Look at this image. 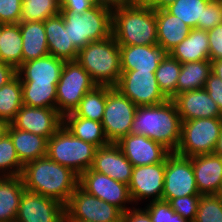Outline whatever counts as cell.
<instances>
[{"instance_id":"d6986e66","label":"cell","mask_w":222,"mask_h":222,"mask_svg":"<svg viewBox=\"0 0 222 222\" xmlns=\"http://www.w3.org/2000/svg\"><path fill=\"white\" fill-rule=\"evenodd\" d=\"M181 121L199 118H222V113L205 88L177 94L172 99Z\"/></svg>"},{"instance_id":"277c9868","label":"cell","mask_w":222,"mask_h":222,"mask_svg":"<svg viewBox=\"0 0 222 222\" xmlns=\"http://www.w3.org/2000/svg\"><path fill=\"white\" fill-rule=\"evenodd\" d=\"M77 62L96 85L116 86L121 77L120 46L110 37L94 41L79 50Z\"/></svg>"},{"instance_id":"d590c367","label":"cell","mask_w":222,"mask_h":222,"mask_svg":"<svg viewBox=\"0 0 222 222\" xmlns=\"http://www.w3.org/2000/svg\"><path fill=\"white\" fill-rule=\"evenodd\" d=\"M212 0H175L165 9L180 18L191 29L198 28V21H202L203 10Z\"/></svg>"},{"instance_id":"8fae6325","label":"cell","mask_w":222,"mask_h":222,"mask_svg":"<svg viewBox=\"0 0 222 222\" xmlns=\"http://www.w3.org/2000/svg\"><path fill=\"white\" fill-rule=\"evenodd\" d=\"M115 87L138 107L158 105L168 100L159 88L155 71H122Z\"/></svg>"},{"instance_id":"d6a6232c","label":"cell","mask_w":222,"mask_h":222,"mask_svg":"<svg viewBox=\"0 0 222 222\" xmlns=\"http://www.w3.org/2000/svg\"><path fill=\"white\" fill-rule=\"evenodd\" d=\"M106 105V85L88 91L72 112L75 116L101 122Z\"/></svg>"},{"instance_id":"60d3db41","label":"cell","mask_w":222,"mask_h":222,"mask_svg":"<svg viewBox=\"0 0 222 222\" xmlns=\"http://www.w3.org/2000/svg\"><path fill=\"white\" fill-rule=\"evenodd\" d=\"M201 195L178 197L169 201L171 208L188 222H194Z\"/></svg>"},{"instance_id":"f35d334b","label":"cell","mask_w":222,"mask_h":222,"mask_svg":"<svg viewBox=\"0 0 222 222\" xmlns=\"http://www.w3.org/2000/svg\"><path fill=\"white\" fill-rule=\"evenodd\" d=\"M194 222H222V198L218 195H201Z\"/></svg>"},{"instance_id":"2e32d148","label":"cell","mask_w":222,"mask_h":222,"mask_svg":"<svg viewBox=\"0 0 222 222\" xmlns=\"http://www.w3.org/2000/svg\"><path fill=\"white\" fill-rule=\"evenodd\" d=\"M10 124L48 140L63 125V116L57 109L23 105Z\"/></svg>"},{"instance_id":"8992f818","label":"cell","mask_w":222,"mask_h":222,"mask_svg":"<svg viewBox=\"0 0 222 222\" xmlns=\"http://www.w3.org/2000/svg\"><path fill=\"white\" fill-rule=\"evenodd\" d=\"M97 147L75 137L64 125L47 141L46 156L79 176L91 168Z\"/></svg>"},{"instance_id":"7c38bea8","label":"cell","mask_w":222,"mask_h":222,"mask_svg":"<svg viewBox=\"0 0 222 222\" xmlns=\"http://www.w3.org/2000/svg\"><path fill=\"white\" fill-rule=\"evenodd\" d=\"M189 195H200L197 189L194 170L190 157L171 152L166 158V168L162 200Z\"/></svg>"},{"instance_id":"681fc988","label":"cell","mask_w":222,"mask_h":222,"mask_svg":"<svg viewBox=\"0 0 222 222\" xmlns=\"http://www.w3.org/2000/svg\"><path fill=\"white\" fill-rule=\"evenodd\" d=\"M133 3L143 6H150L154 9H163L175 0H131Z\"/></svg>"},{"instance_id":"5b68a950","label":"cell","mask_w":222,"mask_h":222,"mask_svg":"<svg viewBox=\"0 0 222 222\" xmlns=\"http://www.w3.org/2000/svg\"><path fill=\"white\" fill-rule=\"evenodd\" d=\"M65 30H68L70 42L78 49L94 41L106 39L112 35V11L97 6L79 14L74 11H60Z\"/></svg>"},{"instance_id":"f907efd6","label":"cell","mask_w":222,"mask_h":222,"mask_svg":"<svg viewBox=\"0 0 222 222\" xmlns=\"http://www.w3.org/2000/svg\"><path fill=\"white\" fill-rule=\"evenodd\" d=\"M130 1L131 0H93L95 5L105 7L111 11L119 9Z\"/></svg>"},{"instance_id":"f5cc1de1","label":"cell","mask_w":222,"mask_h":222,"mask_svg":"<svg viewBox=\"0 0 222 222\" xmlns=\"http://www.w3.org/2000/svg\"><path fill=\"white\" fill-rule=\"evenodd\" d=\"M213 153L222 156V129Z\"/></svg>"},{"instance_id":"603a6c76","label":"cell","mask_w":222,"mask_h":222,"mask_svg":"<svg viewBox=\"0 0 222 222\" xmlns=\"http://www.w3.org/2000/svg\"><path fill=\"white\" fill-rule=\"evenodd\" d=\"M49 55L64 61H76L79 50L70 42L62 15L48 17L44 22Z\"/></svg>"},{"instance_id":"b9f144b4","label":"cell","mask_w":222,"mask_h":222,"mask_svg":"<svg viewBox=\"0 0 222 222\" xmlns=\"http://www.w3.org/2000/svg\"><path fill=\"white\" fill-rule=\"evenodd\" d=\"M222 23V6L219 0H212L203 10L202 21H198V29L209 31Z\"/></svg>"},{"instance_id":"7402d4cb","label":"cell","mask_w":222,"mask_h":222,"mask_svg":"<svg viewBox=\"0 0 222 222\" xmlns=\"http://www.w3.org/2000/svg\"><path fill=\"white\" fill-rule=\"evenodd\" d=\"M166 54L158 44L120 46L121 71H156Z\"/></svg>"},{"instance_id":"ee69618b","label":"cell","mask_w":222,"mask_h":222,"mask_svg":"<svg viewBox=\"0 0 222 222\" xmlns=\"http://www.w3.org/2000/svg\"><path fill=\"white\" fill-rule=\"evenodd\" d=\"M207 32L209 37V60L222 59V23Z\"/></svg>"},{"instance_id":"d4e9b609","label":"cell","mask_w":222,"mask_h":222,"mask_svg":"<svg viewBox=\"0 0 222 222\" xmlns=\"http://www.w3.org/2000/svg\"><path fill=\"white\" fill-rule=\"evenodd\" d=\"M22 63L49 55L46 31L43 22L21 21Z\"/></svg>"},{"instance_id":"e0dca14e","label":"cell","mask_w":222,"mask_h":222,"mask_svg":"<svg viewBox=\"0 0 222 222\" xmlns=\"http://www.w3.org/2000/svg\"><path fill=\"white\" fill-rule=\"evenodd\" d=\"M133 167L164 162L171 153L163 145L138 134H128L116 143Z\"/></svg>"},{"instance_id":"f6af8a7d","label":"cell","mask_w":222,"mask_h":222,"mask_svg":"<svg viewBox=\"0 0 222 222\" xmlns=\"http://www.w3.org/2000/svg\"><path fill=\"white\" fill-rule=\"evenodd\" d=\"M204 88L222 113V80L211 72Z\"/></svg>"},{"instance_id":"816d5d0a","label":"cell","mask_w":222,"mask_h":222,"mask_svg":"<svg viewBox=\"0 0 222 222\" xmlns=\"http://www.w3.org/2000/svg\"><path fill=\"white\" fill-rule=\"evenodd\" d=\"M211 72L222 80V59L211 61Z\"/></svg>"},{"instance_id":"6da1fadb","label":"cell","mask_w":222,"mask_h":222,"mask_svg":"<svg viewBox=\"0 0 222 222\" xmlns=\"http://www.w3.org/2000/svg\"><path fill=\"white\" fill-rule=\"evenodd\" d=\"M21 178L26 191L58 200L66 205L79 186V175L47 156L23 166Z\"/></svg>"},{"instance_id":"30bf717a","label":"cell","mask_w":222,"mask_h":222,"mask_svg":"<svg viewBox=\"0 0 222 222\" xmlns=\"http://www.w3.org/2000/svg\"><path fill=\"white\" fill-rule=\"evenodd\" d=\"M122 211L80 186L70 196L65 205V221L122 222Z\"/></svg>"},{"instance_id":"1f68e13d","label":"cell","mask_w":222,"mask_h":222,"mask_svg":"<svg viewBox=\"0 0 222 222\" xmlns=\"http://www.w3.org/2000/svg\"><path fill=\"white\" fill-rule=\"evenodd\" d=\"M22 106V85L16 75L0 88V121L10 124Z\"/></svg>"},{"instance_id":"9c48e42d","label":"cell","mask_w":222,"mask_h":222,"mask_svg":"<svg viewBox=\"0 0 222 222\" xmlns=\"http://www.w3.org/2000/svg\"><path fill=\"white\" fill-rule=\"evenodd\" d=\"M136 106L115 86H106V105L102 125L110 143H117L131 133Z\"/></svg>"},{"instance_id":"4316f807","label":"cell","mask_w":222,"mask_h":222,"mask_svg":"<svg viewBox=\"0 0 222 222\" xmlns=\"http://www.w3.org/2000/svg\"><path fill=\"white\" fill-rule=\"evenodd\" d=\"M7 133L13 141L20 162L25 165L47 154V139L40 135L14 128L9 124Z\"/></svg>"},{"instance_id":"74e56055","label":"cell","mask_w":222,"mask_h":222,"mask_svg":"<svg viewBox=\"0 0 222 222\" xmlns=\"http://www.w3.org/2000/svg\"><path fill=\"white\" fill-rule=\"evenodd\" d=\"M23 166L18 158L12 139L6 133L0 140V177L21 176Z\"/></svg>"},{"instance_id":"7a4b0ae2","label":"cell","mask_w":222,"mask_h":222,"mask_svg":"<svg viewBox=\"0 0 222 222\" xmlns=\"http://www.w3.org/2000/svg\"><path fill=\"white\" fill-rule=\"evenodd\" d=\"M181 117L172 99L136 109L131 133L144 135L175 152L181 138Z\"/></svg>"},{"instance_id":"9f6ffc18","label":"cell","mask_w":222,"mask_h":222,"mask_svg":"<svg viewBox=\"0 0 222 222\" xmlns=\"http://www.w3.org/2000/svg\"><path fill=\"white\" fill-rule=\"evenodd\" d=\"M65 222H87V221H65Z\"/></svg>"},{"instance_id":"836d02e7","label":"cell","mask_w":222,"mask_h":222,"mask_svg":"<svg viewBox=\"0 0 222 222\" xmlns=\"http://www.w3.org/2000/svg\"><path fill=\"white\" fill-rule=\"evenodd\" d=\"M23 105L56 109V85L21 82Z\"/></svg>"},{"instance_id":"8d00e7d4","label":"cell","mask_w":222,"mask_h":222,"mask_svg":"<svg viewBox=\"0 0 222 222\" xmlns=\"http://www.w3.org/2000/svg\"><path fill=\"white\" fill-rule=\"evenodd\" d=\"M60 13L59 0H22L21 21L44 22Z\"/></svg>"},{"instance_id":"7dc6e473","label":"cell","mask_w":222,"mask_h":222,"mask_svg":"<svg viewBox=\"0 0 222 222\" xmlns=\"http://www.w3.org/2000/svg\"><path fill=\"white\" fill-rule=\"evenodd\" d=\"M122 222H152L149 213L143 208L132 207L122 213Z\"/></svg>"},{"instance_id":"11a10c76","label":"cell","mask_w":222,"mask_h":222,"mask_svg":"<svg viewBox=\"0 0 222 222\" xmlns=\"http://www.w3.org/2000/svg\"><path fill=\"white\" fill-rule=\"evenodd\" d=\"M217 195L222 198V184H221L220 190H219V192L217 193Z\"/></svg>"},{"instance_id":"cb8c5ba5","label":"cell","mask_w":222,"mask_h":222,"mask_svg":"<svg viewBox=\"0 0 222 222\" xmlns=\"http://www.w3.org/2000/svg\"><path fill=\"white\" fill-rule=\"evenodd\" d=\"M157 40L167 53L180 44L191 28L180 18L170 14L165 8L156 9Z\"/></svg>"},{"instance_id":"5bb4252c","label":"cell","mask_w":222,"mask_h":222,"mask_svg":"<svg viewBox=\"0 0 222 222\" xmlns=\"http://www.w3.org/2000/svg\"><path fill=\"white\" fill-rule=\"evenodd\" d=\"M16 222H65V205L25 190L20 199Z\"/></svg>"},{"instance_id":"f546056e","label":"cell","mask_w":222,"mask_h":222,"mask_svg":"<svg viewBox=\"0 0 222 222\" xmlns=\"http://www.w3.org/2000/svg\"><path fill=\"white\" fill-rule=\"evenodd\" d=\"M211 74V61L201 60L181 64V71L176 84V95L202 89Z\"/></svg>"},{"instance_id":"f1b7e54d","label":"cell","mask_w":222,"mask_h":222,"mask_svg":"<svg viewBox=\"0 0 222 222\" xmlns=\"http://www.w3.org/2000/svg\"><path fill=\"white\" fill-rule=\"evenodd\" d=\"M63 125L77 138L92 143L97 148L108 145L101 122L75 116L72 112L63 116Z\"/></svg>"},{"instance_id":"484cf974","label":"cell","mask_w":222,"mask_h":222,"mask_svg":"<svg viewBox=\"0 0 222 222\" xmlns=\"http://www.w3.org/2000/svg\"><path fill=\"white\" fill-rule=\"evenodd\" d=\"M209 37L203 29L194 28L189 35L168 54L181 64L209 60Z\"/></svg>"},{"instance_id":"db71d44e","label":"cell","mask_w":222,"mask_h":222,"mask_svg":"<svg viewBox=\"0 0 222 222\" xmlns=\"http://www.w3.org/2000/svg\"><path fill=\"white\" fill-rule=\"evenodd\" d=\"M9 124L5 123L3 121H0V140L3 138V136L7 133Z\"/></svg>"},{"instance_id":"ab89813d","label":"cell","mask_w":222,"mask_h":222,"mask_svg":"<svg viewBox=\"0 0 222 222\" xmlns=\"http://www.w3.org/2000/svg\"><path fill=\"white\" fill-rule=\"evenodd\" d=\"M145 210L149 213L152 222H188L171 208L164 200L150 201Z\"/></svg>"},{"instance_id":"e575fe53","label":"cell","mask_w":222,"mask_h":222,"mask_svg":"<svg viewBox=\"0 0 222 222\" xmlns=\"http://www.w3.org/2000/svg\"><path fill=\"white\" fill-rule=\"evenodd\" d=\"M181 71V63L168 53L161 60L155 71L160 90L168 99L176 96V84Z\"/></svg>"},{"instance_id":"ac0fdd59","label":"cell","mask_w":222,"mask_h":222,"mask_svg":"<svg viewBox=\"0 0 222 222\" xmlns=\"http://www.w3.org/2000/svg\"><path fill=\"white\" fill-rule=\"evenodd\" d=\"M91 169L128 185L133 165L116 143H109L96 149Z\"/></svg>"},{"instance_id":"3957f363","label":"cell","mask_w":222,"mask_h":222,"mask_svg":"<svg viewBox=\"0 0 222 222\" xmlns=\"http://www.w3.org/2000/svg\"><path fill=\"white\" fill-rule=\"evenodd\" d=\"M112 35L119 46L156 45V9L132 1L112 11Z\"/></svg>"},{"instance_id":"4dcf8cb0","label":"cell","mask_w":222,"mask_h":222,"mask_svg":"<svg viewBox=\"0 0 222 222\" xmlns=\"http://www.w3.org/2000/svg\"><path fill=\"white\" fill-rule=\"evenodd\" d=\"M22 46L19 24H1L0 56L3 62L17 69L22 64Z\"/></svg>"},{"instance_id":"6f0895ef","label":"cell","mask_w":222,"mask_h":222,"mask_svg":"<svg viewBox=\"0 0 222 222\" xmlns=\"http://www.w3.org/2000/svg\"><path fill=\"white\" fill-rule=\"evenodd\" d=\"M0 64H4V62H3L2 58H1V56H0Z\"/></svg>"},{"instance_id":"bcb514c9","label":"cell","mask_w":222,"mask_h":222,"mask_svg":"<svg viewBox=\"0 0 222 222\" xmlns=\"http://www.w3.org/2000/svg\"><path fill=\"white\" fill-rule=\"evenodd\" d=\"M60 11H74L82 14L84 11L94 7L93 0H59Z\"/></svg>"},{"instance_id":"9a60e30c","label":"cell","mask_w":222,"mask_h":222,"mask_svg":"<svg viewBox=\"0 0 222 222\" xmlns=\"http://www.w3.org/2000/svg\"><path fill=\"white\" fill-rule=\"evenodd\" d=\"M166 160L158 164L133 167L128 184L132 202L138 205L142 199L162 200Z\"/></svg>"},{"instance_id":"ba28073f","label":"cell","mask_w":222,"mask_h":222,"mask_svg":"<svg viewBox=\"0 0 222 222\" xmlns=\"http://www.w3.org/2000/svg\"><path fill=\"white\" fill-rule=\"evenodd\" d=\"M96 83L90 74L76 61H65L60 79L56 85V109L64 116L73 112L85 94Z\"/></svg>"},{"instance_id":"7bdbcfd3","label":"cell","mask_w":222,"mask_h":222,"mask_svg":"<svg viewBox=\"0 0 222 222\" xmlns=\"http://www.w3.org/2000/svg\"><path fill=\"white\" fill-rule=\"evenodd\" d=\"M22 0H0V23L19 24L21 22Z\"/></svg>"},{"instance_id":"83f0119b","label":"cell","mask_w":222,"mask_h":222,"mask_svg":"<svg viewBox=\"0 0 222 222\" xmlns=\"http://www.w3.org/2000/svg\"><path fill=\"white\" fill-rule=\"evenodd\" d=\"M24 191L21 176L0 177V222H16L20 199Z\"/></svg>"},{"instance_id":"44dd1931","label":"cell","mask_w":222,"mask_h":222,"mask_svg":"<svg viewBox=\"0 0 222 222\" xmlns=\"http://www.w3.org/2000/svg\"><path fill=\"white\" fill-rule=\"evenodd\" d=\"M65 61L47 55L35 60L22 63L17 69V76L21 82H34V84H57Z\"/></svg>"},{"instance_id":"ffe728a7","label":"cell","mask_w":222,"mask_h":222,"mask_svg":"<svg viewBox=\"0 0 222 222\" xmlns=\"http://www.w3.org/2000/svg\"><path fill=\"white\" fill-rule=\"evenodd\" d=\"M200 195H217L222 184V156L209 153L190 157Z\"/></svg>"},{"instance_id":"4fadbf2b","label":"cell","mask_w":222,"mask_h":222,"mask_svg":"<svg viewBox=\"0 0 222 222\" xmlns=\"http://www.w3.org/2000/svg\"><path fill=\"white\" fill-rule=\"evenodd\" d=\"M79 186L87 193L116 206L122 212L132 208L125 206L126 203L134 204L127 184L116 181L91 168L79 176Z\"/></svg>"},{"instance_id":"52a82bcc","label":"cell","mask_w":222,"mask_h":222,"mask_svg":"<svg viewBox=\"0 0 222 222\" xmlns=\"http://www.w3.org/2000/svg\"><path fill=\"white\" fill-rule=\"evenodd\" d=\"M222 129V118L182 121L177 154L193 157L213 153Z\"/></svg>"},{"instance_id":"c3c4849f","label":"cell","mask_w":222,"mask_h":222,"mask_svg":"<svg viewBox=\"0 0 222 222\" xmlns=\"http://www.w3.org/2000/svg\"><path fill=\"white\" fill-rule=\"evenodd\" d=\"M17 75L16 69L10 64H0V88Z\"/></svg>"}]
</instances>
